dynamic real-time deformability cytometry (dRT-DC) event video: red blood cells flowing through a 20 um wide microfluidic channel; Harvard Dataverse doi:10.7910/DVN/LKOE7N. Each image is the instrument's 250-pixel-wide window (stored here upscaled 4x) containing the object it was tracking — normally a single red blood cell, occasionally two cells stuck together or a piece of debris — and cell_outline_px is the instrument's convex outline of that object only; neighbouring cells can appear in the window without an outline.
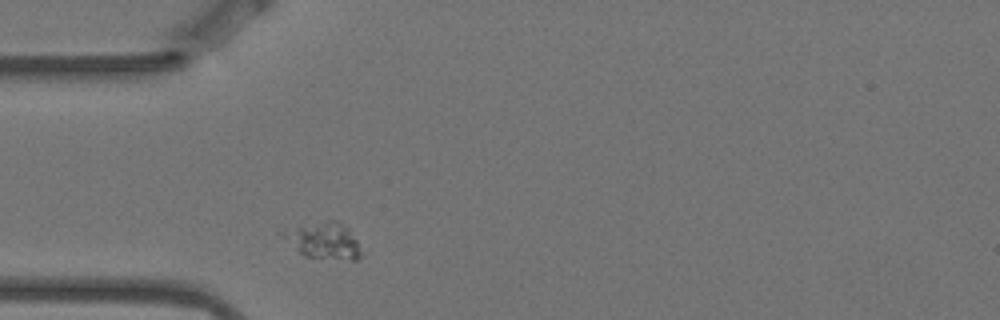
{"species": "Egyptian fruit bat (a non-hibernating species)", "species_latin": "Rousettus aegyptiacus", "temperature_condition": "warm", "stored_images_in_passage": 1, "camera_frame_rate_fps": 3000, "um_per_image_px": 0.085, "animal": {"sex": "female"}, "frame": {"image": 1, "passage_image": 1, "time_ms": 0.0, "image_size_px": [1000, 320], "cell_outline_px": [[360, 256], [356, 260], [352, 260], [304, 256], [296, 248], [288, 236], [292, 232], [300, 228], [328, 220], [336, 220], [344, 224], [348, 228], [356, 240], [360, 252]], "centroid_in_image_um": [27.73, 20.49], "position_along_channel_um": 57.3, "area_um2": 14.91}}